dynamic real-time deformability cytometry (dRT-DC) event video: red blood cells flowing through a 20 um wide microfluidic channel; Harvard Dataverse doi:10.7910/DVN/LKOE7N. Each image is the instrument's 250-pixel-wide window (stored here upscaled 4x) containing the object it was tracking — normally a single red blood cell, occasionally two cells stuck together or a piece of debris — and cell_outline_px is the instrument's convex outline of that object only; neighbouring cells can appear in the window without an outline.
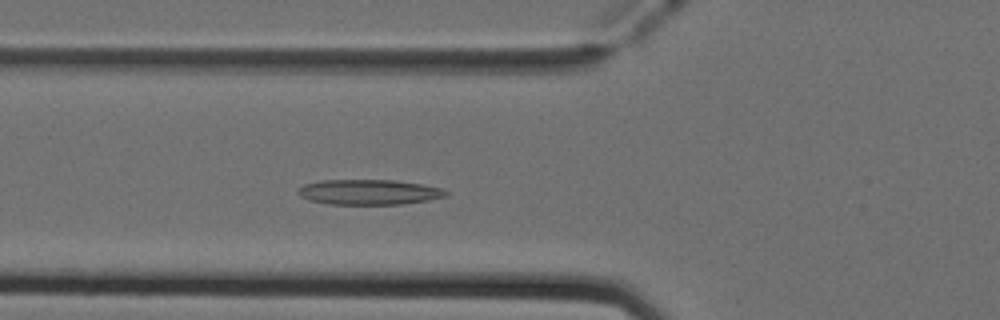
{"species": "Egyptian fruit bat (a non-hibernating species)", "species_latin": "Rousettus aegyptiacus", "temperature_condition": "cold", "stored_images_in_passage": 46, "camera_frame_rate_fps": 3000, "um_per_image_px": 0.085, "animal": {"sex": "female"}, "frame": {"image": 1, "passage_image": 14, "time_ms": 4.333, "image_size_px": [1000, 320], "cell_outline_px": [[448, 192], [444, 196], [428, 200], [400, 204], [328, 204], [308, 200], [300, 196], [296, 192], [304, 184], [320, 180], [392, 180], [420, 184], [440, 188]], "centroid_in_image_um": [31.29, 16.33], "position_along_channel_um": 94.5, "area_um2": 21.5}}
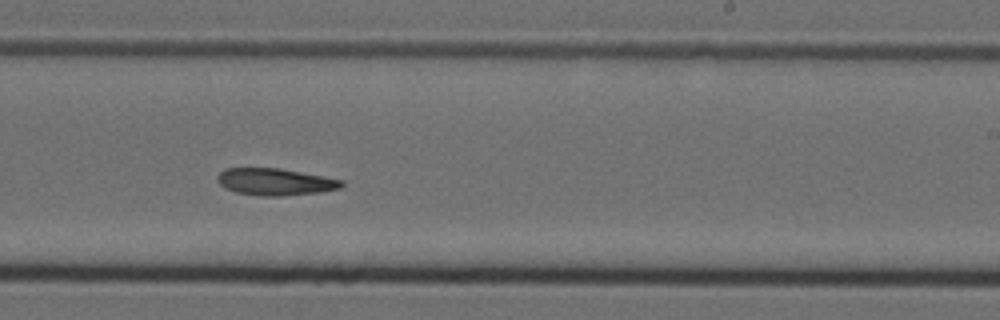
{"frame": {"image": 2, "passage_image": 27, "time_ms": 8.667, "image_size_px": [1000, 320], "cell_outline_px": [[344, 184], [340, 188], [320, 192], [280, 196], [260, 196], [236, 192], [224, 188], [220, 184], [216, 176], [224, 168], [280, 168], [324, 176], [344, 180]], "centroid_in_image_um": [23.39, 15.45], "position_along_channel_um": 265.6, "area_um2": 19.59}}
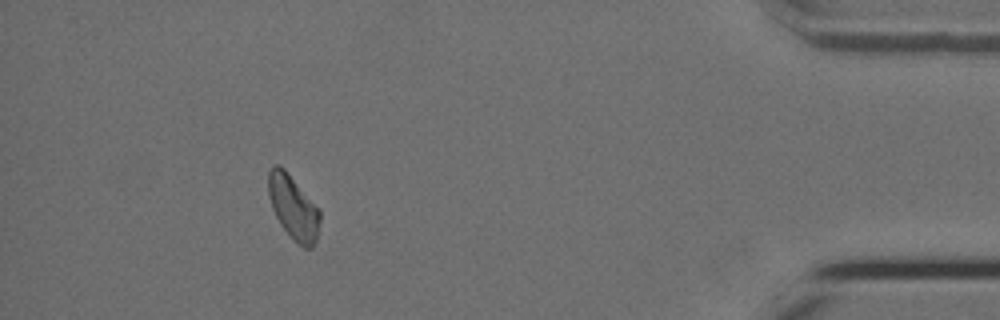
{"frame": {"image": 3, "passage_image": 42, "time_ms": 13.667, "image_size_px": [1000, 320], "cell_outline_px": [[320, 220], [316, 240], [312, 248], [304, 248], [296, 244], [292, 240], [280, 224], [272, 208], [268, 196], [268, 172], [272, 164], [276, 164], [284, 168], [320, 208]], "centroid_in_image_um": [24.93, 17.63], "position_along_channel_um": 410.3, "area_um2": 19.59}}